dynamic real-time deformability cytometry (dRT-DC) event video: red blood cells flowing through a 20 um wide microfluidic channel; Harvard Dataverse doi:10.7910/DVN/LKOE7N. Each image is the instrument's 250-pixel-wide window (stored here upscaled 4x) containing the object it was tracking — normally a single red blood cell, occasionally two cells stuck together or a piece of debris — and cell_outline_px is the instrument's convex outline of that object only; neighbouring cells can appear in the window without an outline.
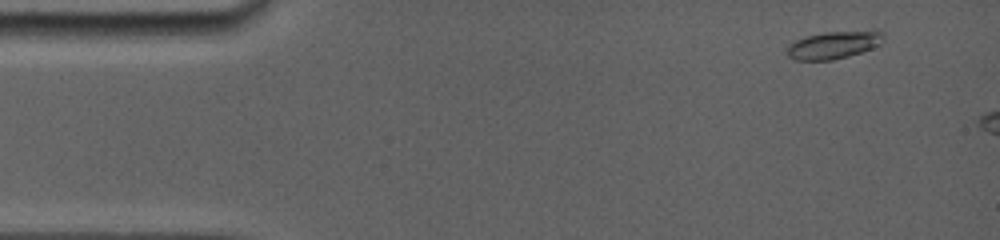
{"species": "common noctule bat (a hibernating species)", "species_latin": "Nyctalus noctula", "temperature_condition": "room temperature", "stored_images_in_passage": 6, "camera_frame_rate_fps": 5000, "um_per_image_px": 0.085, "animal": {"sex": "female", "body_mass_g": 19.0, "forearm_length_mm": 56.7}, "frame": {"image": 1, "passage_image": 3, "time_ms": 0.8, "image_size_px": [1000, 240], "cell_outline_px": [[884, 36], [880, 44], [872, 48], [848, 56], [832, 60], [796, 60], [788, 56], [784, 52], [784, 48], [788, 44], [804, 36], [824, 32], [872, 28], [876, 28], [884, 32]], "centroid_in_image_um": [70.88, 3.77], "position_along_channel_um": 14.1, "area_um2": 16.24}}